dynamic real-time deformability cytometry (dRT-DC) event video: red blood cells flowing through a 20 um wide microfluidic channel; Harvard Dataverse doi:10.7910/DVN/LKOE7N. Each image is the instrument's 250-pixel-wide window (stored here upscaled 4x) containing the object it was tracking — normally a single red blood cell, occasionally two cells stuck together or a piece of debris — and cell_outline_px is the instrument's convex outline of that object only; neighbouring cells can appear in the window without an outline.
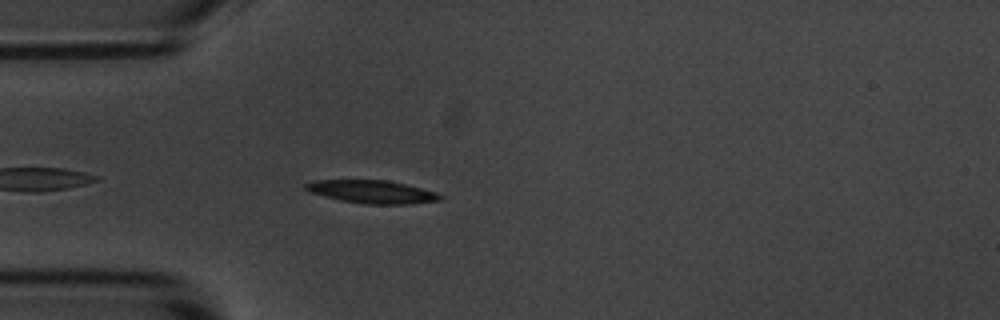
{"species": "common noctule bat (a hibernating species)", "species_latin": "Nyctalus noctula", "temperature_condition": "room temperature", "stored_images_in_passage": 28, "camera_frame_rate_fps": 3000, "um_per_image_px": 0.085, "animal": {"sex": "male", "body_mass_g": 20.1, "forearm_length_mm": 53.5}, "frame": {"image": 1, "passage_image": 4, "time_ms": 1.0, "image_size_px": [1000, 320], "cell_outline_px": [[444, 196], [440, 200], [412, 204], [364, 204], [340, 200], [324, 196], [312, 192], [304, 188], [304, 184], [316, 180], [388, 180], [436, 192]], "centroid_in_image_um": [31.64, 16.3], "position_along_channel_um": 53.4, "area_um2": 17.92}}
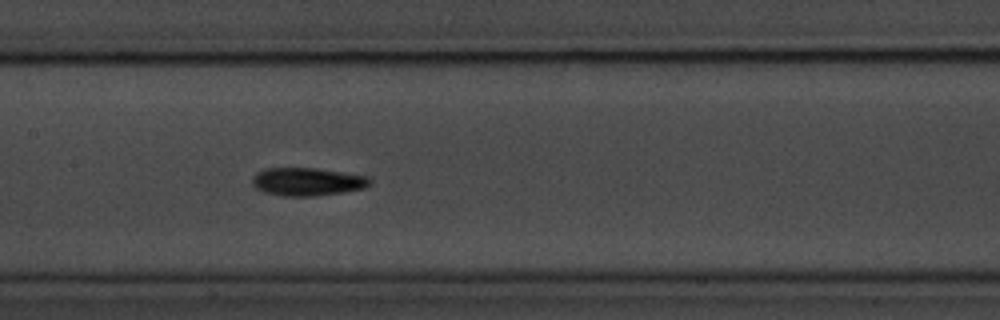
{"frame": {"image": 2, "passage_image": 15, "time_ms": 4.667, "image_size_px": [1000, 320], "cell_outline_px": [[372, 180], [364, 188], [344, 192], [316, 196], [280, 196], [264, 192], [256, 188], [252, 184], [252, 176], [256, 172], [264, 168], [316, 168], [368, 176]], "centroid_in_image_um": [26.08, 15.44], "position_along_channel_um": 181.3, "area_um2": 19.36}}
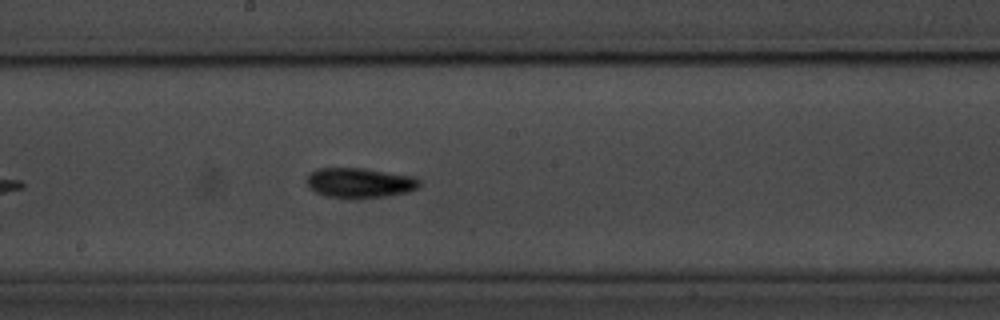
{"frame": {"image": 3, "passage_image": 18, "time_ms": 5.667, "image_size_px": [1000, 320], "cell_outline_px": [[420, 188], [408, 192], [384, 196], [324, 196], [316, 192], [308, 184], [308, 176], [316, 168], [364, 168], [412, 176], [420, 180]], "centroid_in_image_um": [30.62, 15.5], "position_along_channel_um": 217.6, "area_um2": 19.02}}